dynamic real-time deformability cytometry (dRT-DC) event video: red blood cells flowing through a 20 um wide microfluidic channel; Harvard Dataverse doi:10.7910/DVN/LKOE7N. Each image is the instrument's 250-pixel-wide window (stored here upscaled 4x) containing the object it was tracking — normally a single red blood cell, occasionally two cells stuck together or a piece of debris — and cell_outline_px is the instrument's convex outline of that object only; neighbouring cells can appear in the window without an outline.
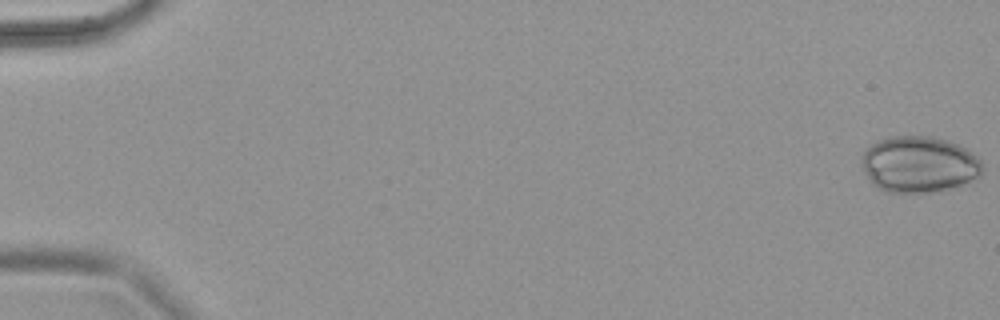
{"species": "common noctule bat (a hibernating species)", "species_latin": "Nyctalus noctula", "temperature_condition": "warm", "stored_images_in_passage": 33, "camera_frame_rate_fps": 3000, "um_per_image_px": 0.085, "animal": {"sex": "female", "body_mass_g": 18.4}, "frame": {"image": 1, "passage_image": 1, "time_ms": 0.0, "image_size_px": [1000, 320], "cell_outline_px": [[984, 168], [980, 176], [960, 184], [932, 192], [888, 192], [876, 188], [872, 184], [864, 168], [860, 156], [872, 144], [880, 140], [892, 136], [932, 136], [956, 144], [964, 148], [976, 156], [980, 160]], "centroid_in_image_um": [78.1, 13.97], "position_along_channel_um": 6.9, "area_um2": 39.07}}
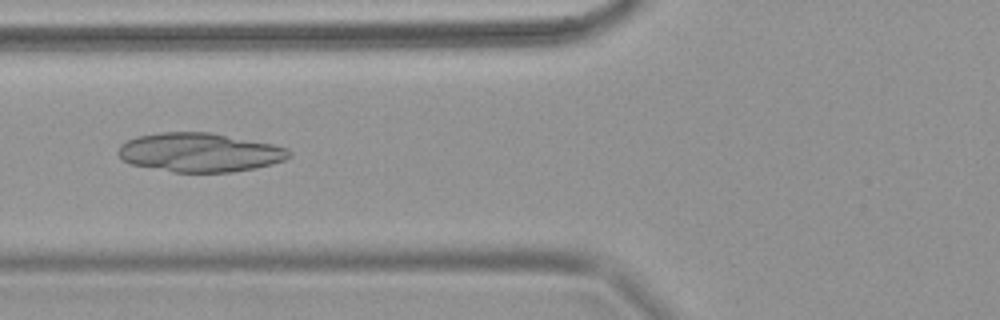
{"frame": {"image": 2, "passage_image": 28, "time_ms": 9.0, "image_size_px": [1000, 320], "cell_outline_px": [[292, 156], [284, 160], [272, 164], [256, 168], [232, 172], [172, 172], [128, 164], [116, 152], [120, 144], [136, 136], [160, 132], [208, 132], [272, 144], [288, 148], [292, 152]], "centroid_in_image_um": [16.95, 12.96], "position_along_channel_um": 108.8, "area_um2": 39.02}}
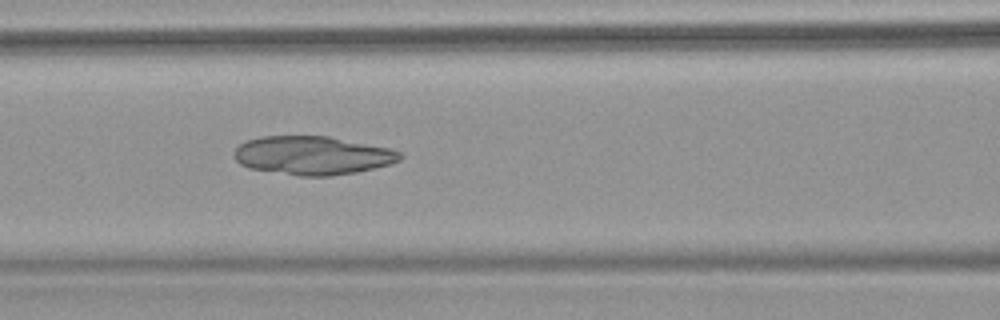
{"frame": {"image": 3, "passage_image": 31, "time_ms": 10.0, "image_size_px": [1000, 320], "cell_outline_px": [[404, 156], [400, 160], [388, 164], [356, 172], [332, 176], [300, 176], [248, 168], [240, 164], [232, 156], [236, 148], [244, 140], [260, 136], [328, 136], [392, 148], [400, 152]], "centroid_in_image_um": [26.54, 13.2], "position_along_channel_um": 140.1, "area_um2": 37.51}}